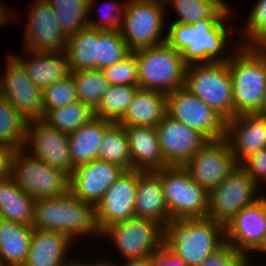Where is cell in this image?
Here are the masks:
<instances>
[{"label": "cell", "mask_w": 266, "mask_h": 266, "mask_svg": "<svg viewBox=\"0 0 266 266\" xmlns=\"http://www.w3.org/2000/svg\"><path fill=\"white\" fill-rule=\"evenodd\" d=\"M102 71L111 85L139 86L138 63L133 52Z\"/></svg>", "instance_id": "41"}, {"label": "cell", "mask_w": 266, "mask_h": 266, "mask_svg": "<svg viewBox=\"0 0 266 266\" xmlns=\"http://www.w3.org/2000/svg\"><path fill=\"white\" fill-rule=\"evenodd\" d=\"M240 166L251 176L256 185L266 182V148H263L246 158ZM263 180V181H262ZM262 181V182H261ZM260 182V183H259ZM266 185V184H265Z\"/></svg>", "instance_id": "44"}, {"label": "cell", "mask_w": 266, "mask_h": 266, "mask_svg": "<svg viewBox=\"0 0 266 266\" xmlns=\"http://www.w3.org/2000/svg\"><path fill=\"white\" fill-rule=\"evenodd\" d=\"M94 117V110L77 100L66 106L49 110L41 120L49 127L70 134Z\"/></svg>", "instance_id": "34"}, {"label": "cell", "mask_w": 266, "mask_h": 266, "mask_svg": "<svg viewBox=\"0 0 266 266\" xmlns=\"http://www.w3.org/2000/svg\"><path fill=\"white\" fill-rule=\"evenodd\" d=\"M123 172L124 169L119 165L94 159L74 168L69 175V192L96 206L106 190Z\"/></svg>", "instance_id": "20"}, {"label": "cell", "mask_w": 266, "mask_h": 266, "mask_svg": "<svg viewBox=\"0 0 266 266\" xmlns=\"http://www.w3.org/2000/svg\"><path fill=\"white\" fill-rule=\"evenodd\" d=\"M130 53L120 32L97 29V69L110 67Z\"/></svg>", "instance_id": "38"}, {"label": "cell", "mask_w": 266, "mask_h": 266, "mask_svg": "<svg viewBox=\"0 0 266 266\" xmlns=\"http://www.w3.org/2000/svg\"><path fill=\"white\" fill-rule=\"evenodd\" d=\"M28 122V119L0 95V145L14 151L24 149Z\"/></svg>", "instance_id": "32"}, {"label": "cell", "mask_w": 266, "mask_h": 266, "mask_svg": "<svg viewBox=\"0 0 266 266\" xmlns=\"http://www.w3.org/2000/svg\"><path fill=\"white\" fill-rule=\"evenodd\" d=\"M113 263L114 262H110V260H109V262L107 261V260H99V262H98V259H97V262L96 261H94V262H87V266H114L113 265Z\"/></svg>", "instance_id": "48"}, {"label": "cell", "mask_w": 266, "mask_h": 266, "mask_svg": "<svg viewBox=\"0 0 266 266\" xmlns=\"http://www.w3.org/2000/svg\"><path fill=\"white\" fill-rule=\"evenodd\" d=\"M78 100L73 75L50 84L43 90L44 115L51 109L60 108Z\"/></svg>", "instance_id": "39"}, {"label": "cell", "mask_w": 266, "mask_h": 266, "mask_svg": "<svg viewBox=\"0 0 266 266\" xmlns=\"http://www.w3.org/2000/svg\"><path fill=\"white\" fill-rule=\"evenodd\" d=\"M135 215L152 220L162 228L171 220L160 178L154 171L137 170Z\"/></svg>", "instance_id": "22"}, {"label": "cell", "mask_w": 266, "mask_h": 266, "mask_svg": "<svg viewBox=\"0 0 266 266\" xmlns=\"http://www.w3.org/2000/svg\"><path fill=\"white\" fill-rule=\"evenodd\" d=\"M65 54L70 72L97 69V29L86 26L67 37Z\"/></svg>", "instance_id": "31"}, {"label": "cell", "mask_w": 266, "mask_h": 266, "mask_svg": "<svg viewBox=\"0 0 266 266\" xmlns=\"http://www.w3.org/2000/svg\"><path fill=\"white\" fill-rule=\"evenodd\" d=\"M136 190L137 170H124L95 206L96 224L100 233L112 224L136 217Z\"/></svg>", "instance_id": "17"}, {"label": "cell", "mask_w": 266, "mask_h": 266, "mask_svg": "<svg viewBox=\"0 0 266 266\" xmlns=\"http://www.w3.org/2000/svg\"><path fill=\"white\" fill-rule=\"evenodd\" d=\"M139 88V86L131 85H111L94 110L95 116L112 123H118Z\"/></svg>", "instance_id": "36"}, {"label": "cell", "mask_w": 266, "mask_h": 266, "mask_svg": "<svg viewBox=\"0 0 266 266\" xmlns=\"http://www.w3.org/2000/svg\"><path fill=\"white\" fill-rule=\"evenodd\" d=\"M7 58L5 74L0 75V95L28 121L42 119L43 90L32 82L11 54Z\"/></svg>", "instance_id": "15"}, {"label": "cell", "mask_w": 266, "mask_h": 266, "mask_svg": "<svg viewBox=\"0 0 266 266\" xmlns=\"http://www.w3.org/2000/svg\"><path fill=\"white\" fill-rule=\"evenodd\" d=\"M226 21L230 20H202L192 25L169 23L166 43L182 54L186 65L228 62L232 53H222L229 44L228 34L237 25L227 26Z\"/></svg>", "instance_id": "1"}, {"label": "cell", "mask_w": 266, "mask_h": 266, "mask_svg": "<svg viewBox=\"0 0 266 266\" xmlns=\"http://www.w3.org/2000/svg\"><path fill=\"white\" fill-rule=\"evenodd\" d=\"M32 227L63 233L72 241L79 236H100L95 206L70 192L64 196L35 200Z\"/></svg>", "instance_id": "3"}, {"label": "cell", "mask_w": 266, "mask_h": 266, "mask_svg": "<svg viewBox=\"0 0 266 266\" xmlns=\"http://www.w3.org/2000/svg\"><path fill=\"white\" fill-rule=\"evenodd\" d=\"M33 227L0 218V262L23 266L30 249Z\"/></svg>", "instance_id": "27"}, {"label": "cell", "mask_w": 266, "mask_h": 266, "mask_svg": "<svg viewBox=\"0 0 266 266\" xmlns=\"http://www.w3.org/2000/svg\"><path fill=\"white\" fill-rule=\"evenodd\" d=\"M152 266H185L180 257L173 254L163 245L159 251L151 256Z\"/></svg>", "instance_id": "45"}, {"label": "cell", "mask_w": 266, "mask_h": 266, "mask_svg": "<svg viewBox=\"0 0 266 266\" xmlns=\"http://www.w3.org/2000/svg\"><path fill=\"white\" fill-rule=\"evenodd\" d=\"M165 10L164 0L126 1L120 34L131 52L166 42Z\"/></svg>", "instance_id": "8"}, {"label": "cell", "mask_w": 266, "mask_h": 266, "mask_svg": "<svg viewBox=\"0 0 266 266\" xmlns=\"http://www.w3.org/2000/svg\"><path fill=\"white\" fill-rule=\"evenodd\" d=\"M246 256L224 242L214 250L199 266H243Z\"/></svg>", "instance_id": "43"}, {"label": "cell", "mask_w": 266, "mask_h": 266, "mask_svg": "<svg viewBox=\"0 0 266 266\" xmlns=\"http://www.w3.org/2000/svg\"><path fill=\"white\" fill-rule=\"evenodd\" d=\"M68 266H87L86 260L85 261H79V260H75Z\"/></svg>", "instance_id": "51"}, {"label": "cell", "mask_w": 266, "mask_h": 266, "mask_svg": "<svg viewBox=\"0 0 266 266\" xmlns=\"http://www.w3.org/2000/svg\"><path fill=\"white\" fill-rule=\"evenodd\" d=\"M228 61L233 91V117L257 113L266 91V57L257 47L237 44Z\"/></svg>", "instance_id": "4"}, {"label": "cell", "mask_w": 266, "mask_h": 266, "mask_svg": "<svg viewBox=\"0 0 266 266\" xmlns=\"http://www.w3.org/2000/svg\"><path fill=\"white\" fill-rule=\"evenodd\" d=\"M251 260L252 258H246V260L243 263V266H252L251 264H254V263H251L252 262Z\"/></svg>", "instance_id": "52"}, {"label": "cell", "mask_w": 266, "mask_h": 266, "mask_svg": "<svg viewBox=\"0 0 266 266\" xmlns=\"http://www.w3.org/2000/svg\"><path fill=\"white\" fill-rule=\"evenodd\" d=\"M112 124L96 116L69 134L70 156L73 167L98 159L104 131Z\"/></svg>", "instance_id": "28"}, {"label": "cell", "mask_w": 266, "mask_h": 266, "mask_svg": "<svg viewBox=\"0 0 266 266\" xmlns=\"http://www.w3.org/2000/svg\"><path fill=\"white\" fill-rule=\"evenodd\" d=\"M156 132L161 153L169 166H184L209 141L167 114L156 126Z\"/></svg>", "instance_id": "19"}, {"label": "cell", "mask_w": 266, "mask_h": 266, "mask_svg": "<svg viewBox=\"0 0 266 266\" xmlns=\"http://www.w3.org/2000/svg\"><path fill=\"white\" fill-rule=\"evenodd\" d=\"M239 166L225 138L208 141L183 166L207 191L217 187Z\"/></svg>", "instance_id": "14"}, {"label": "cell", "mask_w": 266, "mask_h": 266, "mask_svg": "<svg viewBox=\"0 0 266 266\" xmlns=\"http://www.w3.org/2000/svg\"><path fill=\"white\" fill-rule=\"evenodd\" d=\"M10 177L34 200L69 192V175L34 158L25 149L14 151Z\"/></svg>", "instance_id": "9"}, {"label": "cell", "mask_w": 266, "mask_h": 266, "mask_svg": "<svg viewBox=\"0 0 266 266\" xmlns=\"http://www.w3.org/2000/svg\"><path fill=\"white\" fill-rule=\"evenodd\" d=\"M179 16L172 23L192 25L202 20H226L232 18L231 7L224 0H164Z\"/></svg>", "instance_id": "30"}, {"label": "cell", "mask_w": 266, "mask_h": 266, "mask_svg": "<svg viewBox=\"0 0 266 266\" xmlns=\"http://www.w3.org/2000/svg\"><path fill=\"white\" fill-rule=\"evenodd\" d=\"M35 200L8 177L0 181V218L32 226Z\"/></svg>", "instance_id": "29"}, {"label": "cell", "mask_w": 266, "mask_h": 266, "mask_svg": "<svg viewBox=\"0 0 266 266\" xmlns=\"http://www.w3.org/2000/svg\"><path fill=\"white\" fill-rule=\"evenodd\" d=\"M73 241L65 234L33 229L30 249L23 266H68V250Z\"/></svg>", "instance_id": "23"}, {"label": "cell", "mask_w": 266, "mask_h": 266, "mask_svg": "<svg viewBox=\"0 0 266 266\" xmlns=\"http://www.w3.org/2000/svg\"><path fill=\"white\" fill-rule=\"evenodd\" d=\"M162 245L185 266H199L225 242L224 225L212 218L171 219L163 227Z\"/></svg>", "instance_id": "2"}, {"label": "cell", "mask_w": 266, "mask_h": 266, "mask_svg": "<svg viewBox=\"0 0 266 266\" xmlns=\"http://www.w3.org/2000/svg\"><path fill=\"white\" fill-rule=\"evenodd\" d=\"M154 172L160 178L171 219L207 217L208 191L183 166H168Z\"/></svg>", "instance_id": "7"}, {"label": "cell", "mask_w": 266, "mask_h": 266, "mask_svg": "<svg viewBox=\"0 0 266 266\" xmlns=\"http://www.w3.org/2000/svg\"><path fill=\"white\" fill-rule=\"evenodd\" d=\"M261 53L266 57V40H264L263 42H261L258 46H256Z\"/></svg>", "instance_id": "50"}, {"label": "cell", "mask_w": 266, "mask_h": 266, "mask_svg": "<svg viewBox=\"0 0 266 266\" xmlns=\"http://www.w3.org/2000/svg\"><path fill=\"white\" fill-rule=\"evenodd\" d=\"M14 150L0 145V181L11 176V162Z\"/></svg>", "instance_id": "46"}, {"label": "cell", "mask_w": 266, "mask_h": 266, "mask_svg": "<svg viewBox=\"0 0 266 266\" xmlns=\"http://www.w3.org/2000/svg\"><path fill=\"white\" fill-rule=\"evenodd\" d=\"M70 73L73 75L78 100L95 110L111 86L103 71L95 69Z\"/></svg>", "instance_id": "37"}, {"label": "cell", "mask_w": 266, "mask_h": 266, "mask_svg": "<svg viewBox=\"0 0 266 266\" xmlns=\"http://www.w3.org/2000/svg\"><path fill=\"white\" fill-rule=\"evenodd\" d=\"M100 236L112 240L125 260L140 259L161 249L163 228L152 220L134 217L106 227Z\"/></svg>", "instance_id": "10"}, {"label": "cell", "mask_w": 266, "mask_h": 266, "mask_svg": "<svg viewBox=\"0 0 266 266\" xmlns=\"http://www.w3.org/2000/svg\"><path fill=\"white\" fill-rule=\"evenodd\" d=\"M225 241L247 258L266 249V196L245 206L224 225ZM256 250V251H255Z\"/></svg>", "instance_id": "13"}, {"label": "cell", "mask_w": 266, "mask_h": 266, "mask_svg": "<svg viewBox=\"0 0 266 266\" xmlns=\"http://www.w3.org/2000/svg\"><path fill=\"white\" fill-rule=\"evenodd\" d=\"M29 9L23 49L34 52H65L67 37L49 3L46 0H36Z\"/></svg>", "instance_id": "18"}, {"label": "cell", "mask_w": 266, "mask_h": 266, "mask_svg": "<svg viewBox=\"0 0 266 266\" xmlns=\"http://www.w3.org/2000/svg\"><path fill=\"white\" fill-rule=\"evenodd\" d=\"M167 115L203 134L209 141L225 137L226 121L185 87L166 95Z\"/></svg>", "instance_id": "12"}, {"label": "cell", "mask_w": 266, "mask_h": 266, "mask_svg": "<svg viewBox=\"0 0 266 266\" xmlns=\"http://www.w3.org/2000/svg\"><path fill=\"white\" fill-rule=\"evenodd\" d=\"M124 264V265H123ZM114 266H152L151 263V256L146 258H140V259H124V263L121 265L119 264H113Z\"/></svg>", "instance_id": "47"}, {"label": "cell", "mask_w": 266, "mask_h": 266, "mask_svg": "<svg viewBox=\"0 0 266 266\" xmlns=\"http://www.w3.org/2000/svg\"><path fill=\"white\" fill-rule=\"evenodd\" d=\"M184 87L226 122L233 118V91L228 62L187 65Z\"/></svg>", "instance_id": "6"}, {"label": "cell", "mask_w": 266, "mask_h": 266, "mask_svg": "<svg viewBox=\"0 0 266 266\" xmlns=\"http://www.w3.org/2000/svg\"><path fill=\"white\" fill-rule=\"evenodd\" d=\"M240 165L246 158L266 148V116L238 114L226 122L225 137Z\"/></svg>", "instance_id": "21"}, {"label": "cell", "mask_w": 266, "mask_h": 266, "mask_svg": "<svg viewBox=\"0 0 266 266\" xmlns=\"http://www.w3.org/2000/svg\"><path fill=\"white\" fill-rule=\"evenodd\" d=\"M249 13L242 31L245 41L239 45L256 47L266 40V0H258Z\"/></svg>", "instance_id": "40"}, {"label": "cell", "mask_w": 266, "mask_h": 266, "mask_svg": "<svg viewBox=\"0 0 266 266\" xmlns=\"http://www.w3.org/2000/svg\"><path fill=\"white\" fill-rule=\"evenodd\" d=\"M98 159L131 170V155L128 136L124 126L112 123L103 133Z\"/></svg>", "instance_id": "33"}, {"label": "cell", "mask_w": 266, "mask_h": 266, "mask_svg": "<svg viewBox=\"0 0 266 266\" xmlns=\"http://www.w3.org/2000/svg\"><path fill=\"white\" fill-rule=\"evenodd\" d=\"M52 7L61 30L69 37L88 26V0H46Z\"/></svg>", "instance_id": "35"}, {"label": "cell", "mask_w": 266, "mask_h": 266, "mask_svg": "<svg viewBox=\"0 0 266 266\" xmlns=\"http://www.w3.org/2000/svg\"><path fill=\"white\" fill-rule=\"evenodd\" d=\"M88 3H89L88 26H90L92 28H96L98 30L120 32V30L123 27V15H124V8H125L126 2L121 3L123 5H121V4L119 5V3H117V2L113 3V1L112 2L110 1L109 4L107 3V6H104V9H103L105 11L104 14L101 13V17H100L101 20L100 19L96 20V19L91 17L93 7L96 8V6H97L96 0H88ZM114 10H115V12H114ZM90 12H91V14H90Z\"/></svg>", "instance_id": "42"}, {"label": "cell", "mask_w": 266, "mask_h": 266, "mask_svg": "<svg viewBox=\"0 0 266 266\" xmlns=\"http://www.w3.org/2000/svg\"><path fill=\"white\" fill-rule=\"evenodd\" d=\"M138 63L139 87L169 94L185 86L182 54L166 42L133 52Z\"/></svg>", "instance_id": "5"}, {"label": "cell", "mask_w": 266, "mask_h": 266, "mask_svg": "<svg viewBox=\"0 0 266 266\" xmlns=\"http://www.w3.org/2000/svg\"><path fill=\"white\" fill-rule=\"evenodd\" d=\"M166 114V94L139 88L118 124L156 128Z\"/></svg>", "instance_id": "26"}, {"label": "cell", "mask_w": 266, "mask_h": 266, "mask_svg": "<svg viewBox=\"0 0 266 266\" xmlns=\"http://www.w3.org/2000/svg\"><path fill=\"white\" fill-rule=\"evenodd\" d=\"M24 52L29 55V58L11 55L23 66L26 75L32 82L42 90L70 74L65 52H34L29 50H24Z\"/></svg>", "instance_id": "25"}, {"label": "cell", "mask_w": 266, "mask_h": 266, "mask_svg": "<svg viewBox=\"0 0 266 266\" xmlns=\"http://www.w3.org/2000/svg\"><path fill=\"white\" fill-rule=\"evenodd\" d=\"M257 113L266 116V91L264 93V98L260 110Z\"/></svg>", "instance_id": "49"}, {"label": "cell", "mask_w": 266, "mask_h": 266, "mask_svg": "<svg viewBox=\"0 0 266 266\" xmlns=\"http://www.w3.org/2000/svg\"><path fill=\"white\" fill-rule=\"evenodd\" d=\"M258 189L261 188L239 165L217 187L208 191L207 217L223 225L227 224L245 206L260 198L257 195Z\"/></svg>", "instance_id": "11"}, {"label": "cell", "mask_w": 266, "mask_h": 266, "mask_svg": "<svg viewBox=\"0 0 266 266\" xmlns=\"http://www.w3.org/2000/svg\"><path fill=\"white\" fill-rule=\"evenodd\" d=\"M24 149L34 158L62 170L67 175L74 170L70 156L69 134L49 127L41 119L28 122Z\"/></svg>", "instance_id": "16"}, {"label": "cell", "mask_w": 266, "mask_h": 266, "mask_svg": "<svg viewBox=\"0 0 266 266\" xmlns=\"http://www.w3.org/2000/svg\"><path fill=\"white\" fill-rule=\"evenodd\" d=\"M128 136L131 155V169L155 171L169 165L164 160L156 128L143 126H124Z\"/></svg>", "instance_id": "24"}]
</instances>
